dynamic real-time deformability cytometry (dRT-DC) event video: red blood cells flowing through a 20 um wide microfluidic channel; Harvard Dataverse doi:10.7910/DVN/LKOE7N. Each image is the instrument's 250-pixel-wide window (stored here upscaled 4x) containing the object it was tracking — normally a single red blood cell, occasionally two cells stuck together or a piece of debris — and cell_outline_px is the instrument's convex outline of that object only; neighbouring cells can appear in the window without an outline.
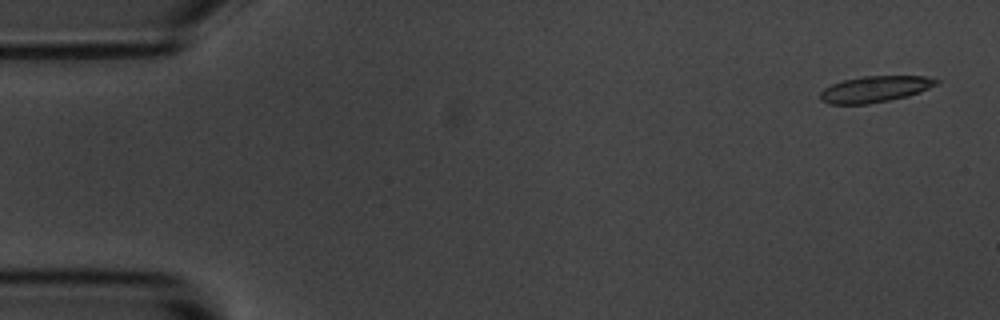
{"species": "common noctule bat (a hibernating species)", "species_latin": "Nyctalus noctula", "temperature_condition": "room temperature", "stored_images_in_passage": 9, "camera_frame_rate_fps": 3000, "um_per_image_px": 0.085, "animal": {"sex": "male", "body_mass_g": 20.1, "forearm_length_mm": 53.5}, "frame": {"image": 1, "passage_image": 1, "time_ms": 0.0, "image_size_px": [1000, 320], "cell_outline_px": [[940, 84], [908, 96], [868, 104], [828, 104], [820, 100], [820, 92], [824, 88], [832, 84], [844, 80], [864, 76], [928, 76], [940, 80]], "centroid_in_image_um": [74.39, 7.57], "position_along_channel_um": 10.6, "area_um2": 17.8}}
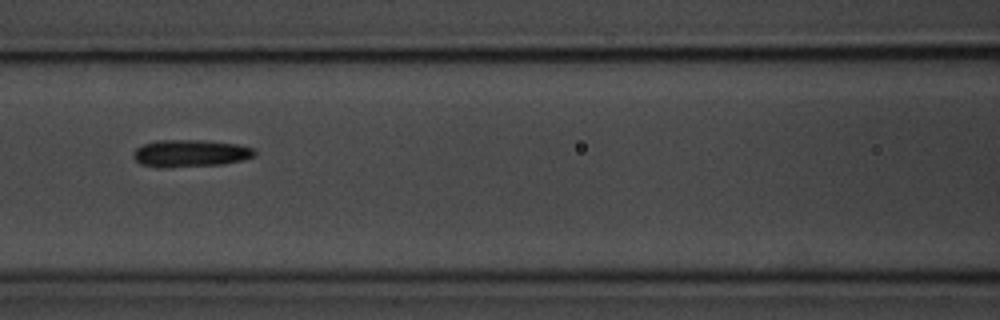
{"frame": {"image": 2, "passage_image": 7, "time_ms": 7.0, "image_size_px": [1000, 320], "cell_outline_px": [[256, 156], [244, 160], [220, 164], [160, 168], [140, 164], [132, 156], [132, 152], [136, 148], [144, 144], [156, 140], [200, 140], [236, 144], [256, 148]], "centroid_in_image_um": [16.18, 13.03], "position_along_channel_um": 150.4, "area_um2": 19.36}}
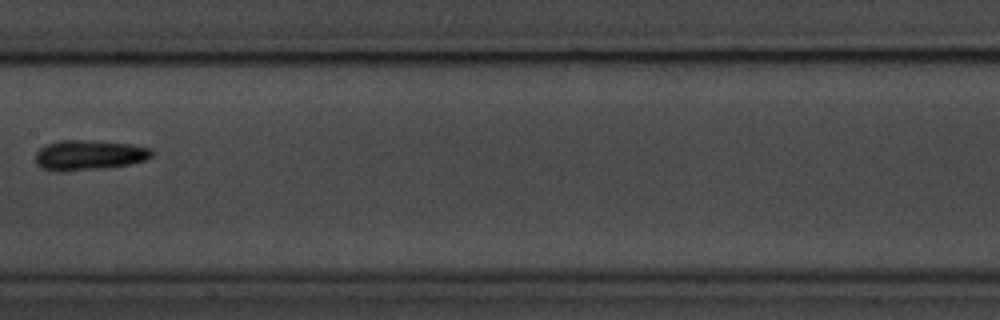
{"frame": {"image": 3, "passage_image": 8, "time_ms": 8.333, "image_size_px": [1000, 320], "cell_outline_px": [[152, 156], [148, 160], [132, 164], [104, 168], [60, 172], [56, 172], [40, 168], [36, 164], [36, 152], [40, 148], [48, 144], [60, 140], [92, 140], [132, 144], [152, 148]], "centroid_in_image_um": [7.58, 13.19], "position_along_channel_um": 199.8, "area_um2": 20.75}}